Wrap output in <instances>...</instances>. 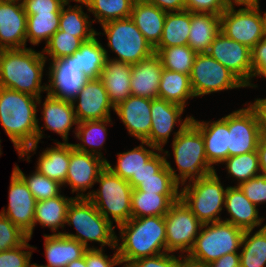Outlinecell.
<instances>
[{"label": "cell", "mask_w": 266, "mask_h": 267, "mask_svg": "<svg viewBox=\"0 0 266 267\" xmlns=\"http://www.w3.org/2000/svg\"><path fill=\"white\" fill-rule=\"evenodd\" d=\"M158 150L139 171L138 185L141 180L155 177V174L166 164V156H169V151ZM162 152L165 154L162 155ZM161 153V154H160Z\"/></svg>", "instance_id": "obj_55"}, {"label": "cell", "mask_w": 266, "mask_h": 267, "mask_svg": "<svg viewBox=\"0 0 266 267\" xmlns=\"http://www.w3.org/2000/svg\"><path fill=\"white\" fill-rule=\"evenodd\" d=\"M71 102L78 123L111 118L110 110H115L99 78L89 79Z\"/></svg>", "instance_id": "obj_18"}, {"label": "cell", "mask_w": 266, "mask_h": 267, "mask_svg": "<svg viewBox=\"0 0 266 267\" xmlns=\"http://www.w3.org/2000/svg\"><path fill=\"white\" fill-rule=\"evenodd\" d=\"M27 15L21 0H0V50L26 48Z\"/></svg>", "instance_id": "obj_20"}, {"label": "cell", "mask_w": 266, "mask_h": 267, "mask_svg": "<svg viewBox=\"0 0 266 267\" xmlns=\"http://www.w3.org/2000/svg\"><path fill=\"white\" fill-rule=\"evenodd\" d=\"M183 255L178 258L171 255L170 252L162 253L152 257L141 258L132 262H121L124 267H177L179 260Z\"/></svg>", "instance_id": "obj_50"}, {"label": "cell", "mask_w": 266, "mask_h": 267, "mask_svg": "<svg viewBox=\"0 0 266 267\" xmlns=\"http://www.w3.org/2000/svg\"><path fill=\"white\" fill-rule=\"evenodd\" d=\"M190 24V11L167 12L161 40L155 48L188 45Z\"/></svg>", "instance_id": "obj_37"}, {"label": "cell", "mask_w": 266, "mask_h": 267, "mask_svg": "<svg viewBox=\"0 0 266 267\" xmlns=\"http://www.w3.org/2000/svg\"><path fill=\"white\" fill-rule=\"evenodd\" d=\"M8 195V208L7 210L3 208L0 213L18 226L31 239L37 201L24 180L14 170L11 175Z\"/></svg>", "instance_id": "obj_16"}, {"label": "cell", "mask_w": 266, "mask_h": 267, "mask_svg": "<svg viewBox=\"0 0 266 267\" xmlns=\"http://www.w3.org/2000/svg\"><path fill=\"white\" fill-rule=\"evenodd\" d=\"M163 69L160 57L155 52L150 57L132 64L131 95L147 99L158 98Z\"/></svg>", "instance_id": "obj_23"}, {"label": "cell", "mask_w": 266, "mask_h": 267, "mask_svg": "<svg viewBox=\"0 0 266 267\" xmlns=\"http://www.w3.org/2000/svg\"><path fill=\"white\" fill-rule=\"evenodd\" d=\"M41 97L22 93L10 88L0 87V123L4 128L19 158L27 156L37 149L39 141L44 137L42 127L38 124L37 104Z\"/></svg>", "instance_id": "obj_1"}, {"label": "cell", "mask_w": 266, "mask_h": 267, "mask_svg": "<svg viewBox=\"0 0 266 267\" xmlns=\"http://www.w3.org/2000/svg\"><path fill=\"white\" fill-rule=\"evenodd\" d=\"M263 22H264V35L266 38V11L263 14Z\"/></svg>", "instance_id": "obj_62"}, {"label": "cell", "mask_w": 266, "mask_h": 267, "mask_svg": "<svg viewBox=\"0 0 266 267\" xmlns=\"http://www.w3.org/2000/svg\"><path fill=\"white\" fill-rule=\"evenodd\" d=\"M206 266L207 267H240L239 253L226 254Z\"/></svg>", "instance_id": "obj_58"}, {"label": "cell", "mask_w": 266, "mask_h": 267, "mask_svg": "<svg viewBox=\"0 0 266 267\" xmlns=\"http://www.w3.org/2000/svg\"><path fill=\"white\" fill-rule=\"evenodd\" d=\"M164 220L167 252L180 251L188 254L203 224L181 199L170 207Z\"/></svg>", "instance_id": "obj_12"}, {"label": "cell", "mask_w": 266, "mask_h": 267, "mask_svg": "<svg viewBox=\"0 0 266 267\" xmlns=\"http://www.w3.org/2000/svg\"><path fill=\"white\" fill-rule=\"evenodd\" d=\"M151 148L146 149V147ZM159 149L150 145L146 141H141V145L135 147L128 152L117 154L118 160L116 166L112 167L109 161H106V166L114 174L118 175L124 180H127L131 187L135 189L138 186L139 171L143 165L156 153Z\"/></svg>", "instance_id": "obj_29"}, {"label": "cell", "mask_w": 266, "mask_h": 267, "mask_svg": "<svg viewBox=\"0 0 266 267\" xmlns=\"http://www.w3.org/2000/svg\"><path fill=\"white\" fill-rule=\"evenodd\" d=\"M47 93L56 98L72 101L89 80L77 64L73 54L61 59L51 60L49 67Z\"/></svg>", "instance_id": "obj_15"}, {"label": "cell", "mask_w": 266, "mask_h": 267, "mask_svg": "<svg viewBox=\"0 0 266 267\" xmlns=\"http://www.w3.org/2000/svg\"><path fill=\"white\" fill-rule=\"evenodd\" d=\"M106 161L96 155L76 150L70 143V163L64 185H69L76 198H86L83 193L93 187Z\"/></svg>", "instance_id": "obj_17"}, {"label": "cell", "mask_w": 266, "mask_h": 267, "mask_svg": "<svg viewBox=\"0 0 266 267\" xmlns=\"http://www.w3.org/2000/svg\"><path fill=\"white\" fill-rule=\"evenodd\" d=\"M13 170L24 180L28 189L32 192L36 201L49 199L61 195V185L55 180H52L43 174L39 173L36 169L32 175L26 176L19 166L15 165Z\"/></svg>", "instance_id": "obj_44"}, {"label": "cell", "mask_w": 266, "mask_h": 267, "mask_svg": "<svg viewBox=\"0 0 266 267\" xmlns=\"http://www.w3.org/2000/svg\"><path fill=\"white\" fill-rule=\"evenodd\" d=\"M219 179L215 171L189 181L180 190V199L202 224L223 220L219 213L225 206L227 187L224 188Z\"/></svg>", "instance_id": "obj_8"}, {"label": "cell", "mask_w": 266, "mask_h": 267, "mask_svg": "<svg viewBox=\"0 0 266 267\" xmlns=\"http://www.w3.org/2000/svg\"><path fill=\"white\" fill-rule=\"evenodd\" d=\"M60 12L37 13L27 15L26 40L38 45L42 40L46 43L59 30Z\"/></svg>", "instance_id": "obj_41"}, {"label": "cell", "mask_w": 266, "mask_h": 267, "mask_svg": "<svg viewBox=\"0 0 266 267\" xmlns=\"http://www.w3.org/2000/svg\"><path fill=\"white\" fill-rule=\"evenodd\" d=\"M45 256L47 265L34 267H66L69 263L82 258L87 248L77 240L68 238L62 234L44 235Z\"/></svg>", "instance_id": "obj_27"}, {"label": "cell", "mask_w": 266, "mask_h": 267, "mask_svg": "<svg viewBox=\"0 0 266 267\" xmlns=\"http://www.w3.org/2000/svg\"><path fill=\"white\" fill-rule=\"evenodd\" d=\"M257 153L261 174L266 175V138L261 137L258 143Z\"/></svg>", "instance_id": "obj_59"}, {"label": "cell", "mask_w": 266, "mask_h": 267, "mask_svg": "<svg viewBox=\"0 0 266 267\" xmlns=\"http://www.w3.org/2000/svg\"><path fill=\"white\" fill-rule=\"evenodd\" d=\"M84 4L87 10L94 14L92 22L102 25L111 20L126 19L131 16L135 0H71Z\"/></svg>", "instance_id": "obj_40"}, {"label": "cell", "mask_w": 266, "mask_h": 267, "mask_svg": "<svg viewBox=\"0 0 266 267\" xmlns=\"http://www.w3.org/2000/svg\"><path fill=\"white\" fill-rule=\"evenodd\" d=\"M244 230L226 221L205 223L188 254V259L208 265L229 253H239Z\"/></svg>", "instance_id": "obj_7"}, {"label": "cell", "mask_w": 266, "mask_h": 267, "mask_svg": "<svg viewBox=\"0 0 266 267\" xmlns=\"http://www.w3.org/2000/svg\"><path fill=\"white\" fill-rule=\"evenodd\" d=\"M118 228L121 245L117 238L116 247L121 262L167 253L164 216L131 218Z\"/></svg>", "instance_id": "obj_3"}, {"label": "cell", "mask_w": 266, "mask_h": 267, "mask_svg": "<svg viewBox=\"0 0 266 267\" xmlns=\"http://www.w3.org/2000/svg\"><path fill=\"white\" fill-rule=\"evenodd\" d=\"M26 15L37 13L61 12L68 0H21Z\"/></svg>", "instance_id": "obj_52"}, {"label": "cell", "mask_w": 266, "mask_h": 267, "mask_svg": "<svg viewBox=\"0 0 266 267\" xmlns=\"http://www.w3.org/2000/svg\"><path fill=\"white\" fill-rule=\"evenodd\" d=\"M179 186L180 184L173 178L165 164L155 177L141 180L135 190L157 194H180Z\"/></svg>", "instance_id": "obj_46"}, {"label": "cell", "mask_w": 266, "mask_h": 267, "mask_svg": "<svg viewBox=\"0 0 266 267\" xmlns=\"http://www.w3.org/2000/svg\"><path fill=\"white\" fill-rule=\"evenodd\" d=\"M69 2L70 0L62 6L59 30L69 34H75V36L80 38L83 42L90 40L93 36L101 34L91 28L93 22L89 20V15L83 12L82 5H74L72 8ZM67 5V9H65Z\"/></svg>", "instance_id": "obj_38"}, {"label": "cell", "mask_w": 266, "mask_h": 267, "mask_svg": "<svg viewBox=\"0 0 266 267\" xmlns=\"http://www.w3.org/2000/svg\"><path fill=\"white\" fill-rule=\"evenodd\" d=\"M0 143H1V140H0ZM2 152H1V145H0V156H1Z\"/></svg>", "instance_id": "obj_64"}, {"label": "cell", "mask_w": 266, "mask_h": 267, "mask_svg": "<svg viewBox=\"0 0 266 267\" xmlns=\"http://www.w3.org/2000/svg\"><path fill=\"white\" fill-rule=\"evenodd\" d=\"M234 4L245 8L235 10ZM220 21L222 33L250 49L265 37L259 2H231Z\"/></svg>", "instance_id": "obj_10"}, {"label": "cell", "mask_w": 266, "mask_h": 267, "mask_svg": "<svg viewBox=\"0 0 266 267\" xmlns=\"http://www.w3.org/2000/svg\"><path fill=\"white\" fill-rule=\"evenodd\" d=\"M66 267H87L86 261H85V254L82 258L72 261Z\"/></svg>", "instance_id": "obj_61"}, {"label": "cell", "mask_w": 266, "mask_h": 267, "mask_svg": "<svg viewBox=\"0 0 266 267\" xmlns=\"http://www.w3.org/2000/svg\"><path fill=\"white\" fill-rule=\"evenodd\" d=\"M66 223L74 226L77 234L57 232L68 238L77 240L87 249L88 242L100 243L101 249L108 245L110 248L116 249L117 235H115L113 223L108 221L94 206L88 198H74L69 205Z\"/></svg>", "instance_id": "obj_5"}, {"label": "cell", "mask_w": 266, "mask_h": 267, "mask_svg": "<svg viewBox=\"0 0 266 267\" xmlns=\"http://www.w3.org/2000/svg\"><path fill=\"white\" fill-rule=\"evenodd\" d=\"M189 77L195 97L247 87L235 74L207 53L195 56Z\"/></svg>", "instance_id": "obj_11"}, {"label": "cell", "mask_w": 266, "mask_h": 267, "mask_svg": "<svg viewBox=\"0 0 266 267\" xmlns=\"http://www.w3.org/2000/svg\"><path fill=\"white\" fill-rule=\"evenodd\" d=\"M180 199V194H157L132 190V218L165 216L170 207Z\"/></svg>", "instance_id": "obj_32"}, {"label": "cell", "mask_w": 266, "mask_h": 267, "mask_svg": "<svg viewBox=\"0 0 266 267\" xmlns=\"http://www.w3.org/2000/svg\"><path fill=\"white\" fill-rule=\"evenodd\" d=\"M42 115L44 129L59 134L64 142H68V134L73 125L78 124L71 101L61 100L47 93L43 103Z\"/></svg>", "instance_id": "obj_26"}, {"label": "cell", "mask_w": 266, "mask_h": 267, "mask_svg": "<svg viewBox=\"0 0 266 267\" xmlns=\"http://www.w3.org/2000/svg\"><path fill=\"white\" fill-rule=\"evenodd\" d=\"M230 218L223 221L245 230H254L262 224L258 208L243 193L239 186H228L225 196V206Z\"/></svg>", "instance_id": "obj_24"}, {"label": "cell", "mask_w": 266, "mask_h": 267, "mask_svg": "<svg viewBox=\"0 0 266 267\" xmlns=\"http://www.w3.org/2000/svg\"><path fill=\"white\" fill-rule=\"evenodd\" d=\"M101 26L108 39L107 46L119 56L114 60L136 64L154 53L153 47L130 17L111 20Z\"/></svg>", "instance_id": "obj_9"}, {"label": "cell", "mask_w": 266, "mask_h": 267, "mask_svg": "<svg viewBox=\"0 0 266 267\" xmlns=\"http://www.w3.org/2000/svg\"><path fill=\"white\" fill-rule=\"evenodd\" d=\"M154 52L160 57L164 69L186 75H190L197 55L188 45L154 48Z\"/></svg>", "instance_id": "obj_42"}, {"label": "cell", "mask_w": 266, "mask_h": 267, "mask_svg": "<svg viewBox=\"0 0 266 267\" xmlns=\"http://www.w3.org/2000/svg\"><path fill=\"white\" fill-rule=\"evenodd\" d=\"M27 238L26 233L0 213V252L20 246Z\"/></svg>", "instance_id": "obj_48"}, {"label": "cell", "mask_w": 266, "mask_h": 267, "mask_svg": "<svg viewBox=\"0 0 266 267\" xmlns=\"http://www.w3.org/2000/svg\"><path fill=\"white\" fill-rule=\"evenodd\" d=\"M207 54L235 74L247 87L252 84L251 49L220 32L212 41Z\"/></svg>", "instance_id": "obj_13"}, {"label": "cell", "mask_w": 266, "mask_h": 267, "mask_svg": "<svg viewBox=\"0 0 266 267\" xmlns=\"http://www.w3.org/2000/svg\"><path fill=\"white\" fill-rule=\"evenodd\" d=\"M85 261L87 267H114L121 264L117 247L112 258L104 254L101 248H88L85 252Z\"/></svg>", "instance_id": "obj_53"}, {"label": "cell", "mask_w": 266, "mask_h": 267, "mask_svg": "<svg viewBox=\"0 0 266 267\" xmlns=\"http://www.w3.org/2000/svg\"><path fill=\"white\" fill-rule=\"evenodd\" d=\"M110 122L111 118L79 122L74 133L77 139L82 142L78 144H72L73 147L78 151L99 156L107 161L106 158L103 157L99 148L105 143L107 136L106 126ZM87 146H89L90 149H88Z\"/></svg>", "instance_id": "obj_34"}, {"label": "cell", "mask_w": 266, "mask_h": 267, "mask_svg": "<svg viewBox=\"0 0 266 267\" xmlns=\"http://www.w3.org/2000/svg\"><path fill=\"white\" fill-rule=\"evenodd\" d=\"M221 32L219 15L191 12L188 46L196 53H207L209 46Z\"/></svg>", "instance_id": "obj_30"}, {"label": "cell", "mask_w": 266, "mask_h": 267, "mask_svg": "<svg viewBox=\"0 0 266 267\" xmlns=\"http://www.w3.org/2000/svg\"><path fill=\"white\" fill-rule=\"evenodd\" d=\"M152 99L129 96L115 107V113L126 126L128 133L140 141H145L151 128Z\"/></svg>", "instance_id": "obj_21"}, {"label": "cell", "mask_w": 266, "mask_h": 267, "mask_svg": "<svg viewBox=\"0 0 266 267\" xmlns=\"http://www.w3.org/2000/svg\"><path fill=\"white\" fill-rule=\"evenodd\" d=\"M150 111L151 128L149 137L145 141L159 150H162L167 143L175 124L187 126L192 119V116H186L182 121L180 117L184 112V107L161 98L152 99Z\"/></svg>", "instance_id": "obj_19"}, {"label": "cell", "mask_w": 266, "mask_h": 267, "mask_svg": "<svg viewBox=\"0 0 266 267\" xmlns=\"http://www.w3.org/2000/svg\"><path fill=\"white\" fill-rule=\"evenodd\" d=\"M155 5L166 12H181L185 10V0H142Z\"/></svg>", "instance_id": "obj_56"}, {"label": "cell", "mask_w": 266, "mask_h": 267, "mask_svg": "<svg viewBox=\"0 0 266 267\" xmlns=\"http://www.w3.org/2000/svg\"><path fill=\"white\" fill-rule=\"evenodd\" d=\"M252 77L266 78V38L261 39L251 49Z\"/></svg>", "instance_id": "obj_54"}, {"label": "cell", "mask_w": 266, "mask_h": 267, "mask_svg": "<svg viewBox=\"0 0 266 267\" xmlns=\"http://www.w3.org/2000/svg\"><path fill=\"white\" fill-rule=\"evenodd\" d=\"M174 134L172 148L179 174L167 159L166 166L181 186L188 179L191 181L216 171L206 159L205 143L201 132L191 122L187 126H180Z\"/></svg>", "instance_id": "obj_4"}, {"label": "cell", "mask_w": 266, "mask_h": 267, "mask_svg": "<svg viewBox=\"0 0 266 267\" xmlns=\"http://www.w3.org/2000/svg\"><path fill=\"white\" fill-rule=\"evenodd\" d=\"M131 73L132 64L107 58L99 79L114 107L131 96Z\"/></svg>", "instance_id": "obj_25"}, {"label": "cell", "mask_w": 266, "mask_h": 267, "mask_svg": "<svg viewBox=\"0 0 266 267\" xmlns=\"http://www.w3.org/2000/svg\"><path fill=\"white\" fill-rule=\"evenodd\" d=\"M75 197H64L62 194L49 199L36 202L34 212L33 230L39 223L41 226L49 227L55 235L59 227L64 229L66 224V215L70 203Z\"/></svg>", "instance_id": "obj_33"}, {"label": "cell", "mask_w": 266, "mask_h": 267, "mask_svg": "<svg viewBox=\"0 0 266 267\" xmlns=\"http://www.w3.org/2000/svg\"><path fill=\"white\" fill-rule=\"evenodd\" d=\"M73 55L77 57L80 71L88 79H98L100 77L105 62L109 57L108 51L95 36L90 40L84 41L79 50L75 51Z\"/></svg>", "instance_id": "obj_36"}, {"label": "cell", "mask_w": 266, "mask_h": 267, "mask_svg": "<svg viewBox=\"0 0 266 267\" xmlns=\"http://www.w3.org/2000/svg\"><path fill=\"white\" fill-rule=\"evenodd\" d=\"M231 2H259V0H230Z\"/></svg>", "instance_id": "obj_63"}, {"label": "cell", "mask_w": 266, "mask_h": 267, "mask_svg": "<svg viewBox=\"0 0 266 267\" xmlns=\"http://www.w3.org/2000/svg\"><path fill=\"white\" fill-rule=\"evenodd\" d=\"M230 3V0H185V10L190 12L211 13L220 16Z\"/></svg>", "instance_id": "obj_51"}, {"label": "cell", "mask_w": 266, "mask_h": 267, "mask_svg": "<svg viewBox=\"0 0 266 267\" xmlns=\"http://www.w3.org/2000/svg\"><path fill=\"white\" fill-rule=\"evenodd\" d=\"M239 187L254 205L266 203V175L260 173L241 183Z\"/></svg>", "instance_id": "obj_49"}, {"label": "cell", "mask_w": 266, "mask_h": 267, "mask_svg": "<svg viewBox=\"0 0 266 267\" xmlns=\"http://www.w3.org/2000/svg\"><path fill=\"white\" fill-rule=\"evenodd\" d=\"M83 41L76 37L75 34L57 30L46 43L42 53L49 55V60L61 59L72 55L79 50Z\"/></svg>", "instance_id": "obj_45"}, {"label": "cell", "mask_w": 266, "mask_h": 267, "mask_svg": "<svg viewBox=\"0 0 266 267\" xmlns=\"http://www.w3.org/2000/svg\"><path fill=\"white\" fill-rule=\"evenodd\" d=\"M70 163V143L57 142L55 147L45 149L37 161L36 170L44 176L65 184Z\"/></svg>", "instance_id": "obj_31"}, {"label": "cell", "mask_w": 266, "mask_h": 267, "mask_svg": "<svg viewBox=\"0 0 266 267\" xmlns=\"http://www.w3.org/2000/svg\"><path fill=\"white\" fill-rule=\"evenodd\" d=\"M252 231H244L239 252L240 267H266V225L253 235Z\"/></svg>", "instance_id": "obj_39"}, {"label": "cell", "mask_w": 266, "mask_h": 267, "mask_svg": "<svg viewBox=\"0 0 266 267\" xmlns=\"http://www.w3.org/2000/svg\"><path fill=\"white\" fill-rule=\"evenodd\" d=\"M195 97L189 75L163 69L158 90V98L181 105L185 108L187 100Z\"/></svg>", "instance_id": "obj_35"}, {"label": "cell", "mask_w": 266, "mask_h": 267, "mask_svg": "<svg viewBox=\"0 0 266 267\" xmlns=\"http://www.w3.org/2000/svg\"><path fill=\"white\" fill-rule=\"evenodd\" d=\"M250 106L256 112L261 137L266 138V98L264 99H255L254 103H249Z\"/></svg>", "instance_id": "obj_57"}, {"label": "cell", "mask_w": 266, "mask_h": 267, "mask_svg": "<svg viewBox=\"0 0 266 267\" xmlns=\"http://www.w3.org/2000/svg\"><path fill=\"white\" fill-rule=\"evenodd\" d=\"M167 12L155 5L135 0L130 18L153 49L159 44Z\"/></svg>", "instance_id": "obj_28"}, {"label": "cell", "mask_w": 266, "mask_h": 267, "mask_svg": "<svg viewBox=\"0 0 266 267\" xmlns=\"http://www.w3.org/2000/svg\"><path fill=\"white\" fill-rule=\"evenodd\" d=\"M100 189L86 194L97 210L110 222L119 226L132 218L131 193L133 188L127 180L114 174L107 166L96 181ZM113 220H112V219Z\"/></svg>", "instance_id": "obj_6"}, {"label": "cell", "mask_w": 266, "mask_h": 267, "mask_svg": "<svg viewBox=\"0 0 266 267\" xmlns=\"http://www.w3.org/2000/svg\"><path fill=\"white\" fill-rule=\"evenodd\" d=\"M228 114L229 157L254 152L261 139L259 122L254 109L248 104Z\"/></svg>", "instance_id": "obj_14"}, {"label": "cell", "mask_w": 266, "mask_h": 267, "mask_svg": "<svg viewBox=\"0 0 266 267\" xmlns=\"http://www.w3.org/2000/svg\"><path fill=\"white\" fill-rule=\"evenodd\" d=\"M27 238L20 246L0 252V267H34V263L30 264L32 251H24L25 249H36L28 244Z\"/></svg>", "instance_id": "obj_47"}, {"label": "cell", "mask_w": 266, "mask_h": 267, "mask_svg": "<svg viewBox=\"0 0 266 267\" xmlns=\"http://www.w3.org/2000/svg\"><path fill=\"white\" fill-rule=\"evenodd\" d=\"M224 163L227 165V174L237 179V186L261 173L257 150L228 157Z\"/></svg>", "instance_id": "obj_43"}, {"label": "cell", "mask_w": 266, "mask_h": 267, "mask_svg": "<svg viewBox=\"0 0 266 267\" xmlns=\"http://www.w3.org/2000/svg\"><path fill=\"white\" fill-rule=\"evenodd\" d=\"M177 267H207V266L204 264L192 261V260L188 259L186 256L185 257L183 256L179 260Z\"/></svg>", "instance_id": "obj_60"}, {"label": "cell", "mask_w": 266, "mask_h": 267, "mask_svg": "<svg viewBox=\"0 0 266 267\" xmlns=\"http://www.w3.org/2000/svg\"><path fill=\"white\" fill-rule=\"evenodd\" d=\"M191 123L201 132L208 163H223L229 157L228 115L213 122L197 121L192 117Z\"/></svg>", "instance_id": "obj_22"}, {"label": "cell", "mask_w": 266, "mask_h": 267, "mask_svg": "<svg viewBox=\"0 0 266 267\" xmlns=\"http://www.w3.org/2000/svg\"><path fill=\"white\" fill-rule=\"evenodd\" d=\"M47 56L32 48L0 50V87L41 97L47 86L42 85Z\"/></svg>", "instance_id": "obj_2"}]
</instances>
